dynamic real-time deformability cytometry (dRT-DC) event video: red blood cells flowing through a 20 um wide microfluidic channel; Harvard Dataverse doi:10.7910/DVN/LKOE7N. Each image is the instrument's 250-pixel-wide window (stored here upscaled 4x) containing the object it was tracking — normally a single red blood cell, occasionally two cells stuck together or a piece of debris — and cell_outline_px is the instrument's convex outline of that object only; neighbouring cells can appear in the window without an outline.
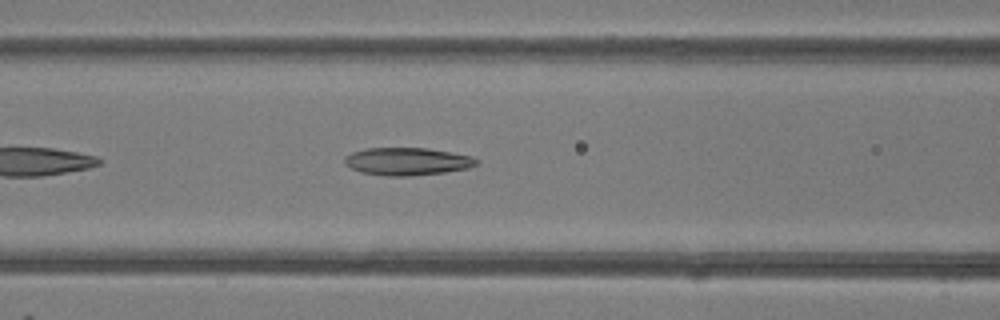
{"species": "common noctule bat (a hibernating species)", "species_latin": "Nyctalus noctula", "temperature_condition": "room temperature", "stored_images_in_passage": 36, "camera_frame_rate_fps": 3000, "um_per_image_px": 0.085, "animal": {"sex": "female"}, "frame": {"image": 1, "passage_image": 8, "time_ms": 2.333, "image_size_px": [1000, 320], "cell_outline_px": [[480, 160], [476, 164], [468, 168], [444, 172], [412, 176], [384, 176], [360, 172], [344, 164], [344, 156], [352, 152], [364, 148], [428, 148], [452, 152], [472, 156]], "centroid_in_image_um": [34.6, 13.72], "position_along_channel_um": 132.0, "area_um2": 21.44}}
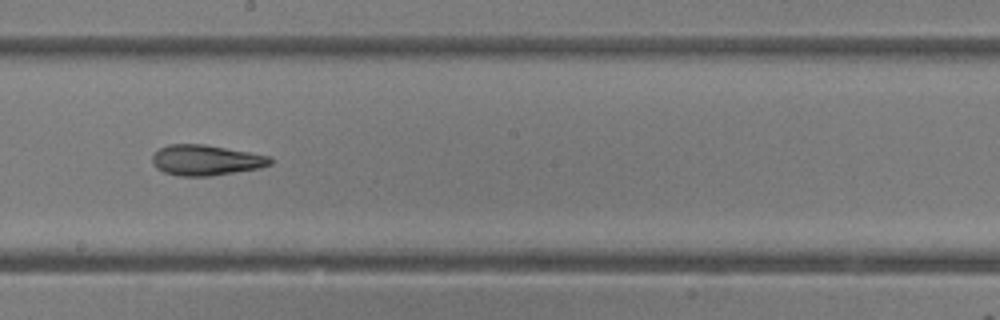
{"frame": {"image": 2, "passage_image": 15, "time_ms": 4.667, "image_size_px": [1000, 320], "cell_outline_px": [[272, 164], [260, 168], [208, 176], [180, 176], [164, 172], [156, 168], [152, 164], [152, 156], [160, 148], [168, 144], [204, 144], [272, 156]], "centroid_in_image_um": [17.51, 13.61], "position_along_channel_um": 230.7, "area_um2": 20.98}}
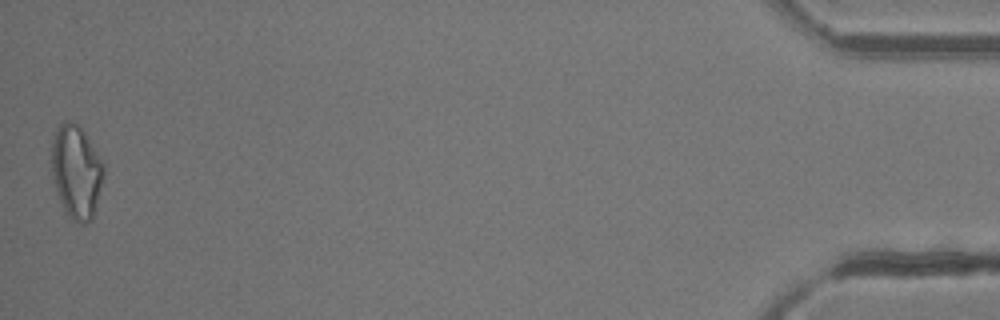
{"frame": {"image": 3, "passage_image": 36, "time_ms": 11.667, "image_size_px": [1000, 320], "cell_outline_px": [[104, 176], [92, 220], [84, 224], [80, 224], [72, 220], [68, 216], [56, 192], [52, 172], [52, 140], [60, 124], [64, 120], [68, 120], [76, 124], [84, 132], [104, 160]], "centroid_in_image_um": [6.51, 14.6], "position_along_channel_um": 428.7, "area_um2": 28.38}, "authors_computed_cell_mechanics": {"area_um2": 21.9062, "velocity_mm_per_s": 4.242, "shape_relaxation_time_tau1_ms": null, "shape_relaxation_time_tau2_ms": 5.773, "deformation_change_tau1": null, "deformation_change_tau2": 0.1797}}